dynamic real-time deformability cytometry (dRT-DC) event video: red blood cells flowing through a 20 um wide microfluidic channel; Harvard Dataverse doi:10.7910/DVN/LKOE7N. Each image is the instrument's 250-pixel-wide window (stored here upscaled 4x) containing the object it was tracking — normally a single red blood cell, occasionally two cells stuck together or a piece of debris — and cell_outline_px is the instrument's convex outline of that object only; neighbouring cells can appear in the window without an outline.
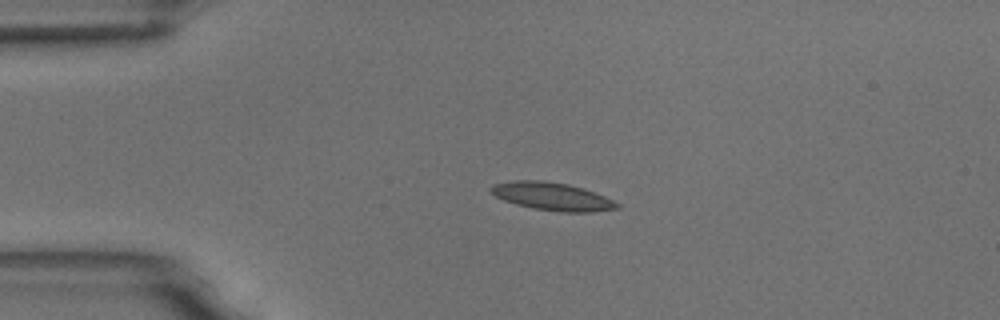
{"species": "common noctule bat (a hibernating species)", "species_latin": "Nyctalus noctula", "temperature_condition": "room temperature", "stored_images_in_passage": 3, "camera_frame_rate_fps": 3000, "um_per_image_px": 0.085, "animal": {"sex": "male", "body_mass_g": 18.8}, "frame": {"image": 1, "passage_image": 2, "time_ms": 1.333, "image_size_px": [1000, 320], "cell_outline_px": [[620, 208], [592, 212], [560, 212], [532, 208], [516, 204], [504, 200], [496, 196], [488, 188], [492, 184], [516, 180], [540, 180], [568, 184], [584, 188], [604, 196], [620, 204]], "centroid_in_image_um": [46.94, 16.69], "position_along_channel_um": 38.1, "area_um2": 20.52}}